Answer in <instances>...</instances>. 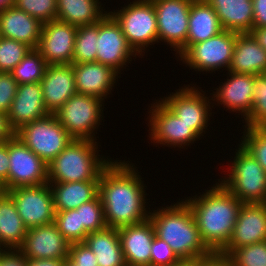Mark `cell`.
Segmentation results:
<instances>
[{"mask_svg": "<svg viewBox=\"0 0 266 266\" xmlns=\"http://www.w3.org/2000/svg\"><path fill=\"white\" fill-rule=\"evenodd\" d=\"M98 146V141L74 139L48 164V183L99 181L112 158L100 155Z\"/></svg>", "mask_w": 266, "mask_h": 266, "instance_id": "4", "label": "cell"}, {"mask_svg": "<svg viewBox=\"0 0 266 266\" xmlns=\"http://www.w3.org/2000/svg\"><path fill=\"white\" fill-rule=\"evenodd\" d=\"M8 190L48 184V164L19 138L8 140Z\"/></svg>", "mask_w": 266, "mask_h": 266, "instance_id": "12", "label": "cell"}, {"mask_svg": "<svg viewBox=\"0 0 266 266\" xmlns=\"http://www.w3.org/2000/svg\"><path fill=\"white\" fill-rule=\"evenodd\" d=\"M137 57L141 58L128 44L120 25L108 13L98 22L96 62L111 67L118 74Z\"/></svg>", "mask_w": 266, "mask_h": 266, "instance_id": "14", "label": "cell"}, {"mask_svg": "<svg viewBox=\"0 0 266 266\" xmlns=\"http://www.w3.org/2000/svg\"><path fill=\"white\" fill-rule=\"evenodd\" d=\"M227 259L230 266H266V241L237 248Z\"/></svg>", "mask_w": 266, "mask_h": 266, "instance_id": "37", "label": "cell"}, {"mask_svg": "<svg viewBox=\"0 0 266 266\" xmlns=\"http://www.w3.org/2000/svg\"><path fill=\"white\" fill-rule=\"evenodd\" d=\"M30 50L24 43L0 37V72L10 73Z\"/></svg>", "mask_w": 266, "mask_h": 266, "instance_id": "39", "label": "cell"}, {"mask_svg": "<svg viewBox=\"0 0 266 266\" xmlns=\"http://www.w3.org/2000/svg\"><path fill=\"white\" fill-rule=\"evenodd\" d=\"M193 85L184 84V87L159 99L201 137L206 134L207 127L210 125L213 101L211 96L208 97V93L201 89L202 87L197 85V88L196 84Z\"/></svg>", "mask_w": 266, "mask_h": 266, "instance_id": "11", "label": "cell"}, {"mask_svg": "<svg viewBox=\"0 0 266 266\" xmlns=\"http://www.w3.org/2000/svg\"><path fill=\"white\" fill-rule=\"evenodd\" d=\"M15 136L47 164L74 140L55 114L22 126Z\"/></svg>", "mask_w": 266, "mask_h": 266, "instance_id": "8", "label": "cell"}, {"mask_svg": "<svg viewBox=\"0 0 266 266\" xmlns=\"http://www.w3.org/2000/svg\"><path fill=\"white\" fill-rule=\"evenodd\" d=\"M150 252V266H175L182 262L170 245L157 236L153 239Z\"/></svg>", "mask_w": 266, "mask_h": 266, "instance_id": "41", "label": "cell"}, {"mask_svg": "<svg viewBox=\"0 0 266 266\" xmlns=\"http://www.w3.org/2000/svg\"><path fill=\"white\" fill-rule=\"evenodd\" d=\"M9 156L8 141L0 143V184L3 191L8 190Z\"/></svg>", "mask_w": 266, "mask_h": 266, "instance_id": "45", "label": "cell"}, {"mask_svg": "<svg viewBox=\"0 0 266 266\" xmlns=\"http://www.w3.org/2000/svg\"><path fill=\"white\" fill-rule=\"evenodd\" d=\"M117 159L113 158L99 178V196L105 220L107 226L112 228L134 225L149 219L148 206H151L147 202L150 200L147 199V186L135 164Z\"/></svg>", "mask_w": 266, "mask_h": 266, "instance_id": "1", "label": "cell"}, {"mask_svg": "<svg viewBox=\"0 0 266 266\" xmlns=\"http://www.w3.org/2000/svg\"><path fill=\"white\" fill-rule=\"evenodd\" d=\"M75 210L79 214L80 226H83L88 233L108 227L99 194L93 200L82 204Z\"/></svg>", "mask_w": 266, "mask_h": 266, "instance_id": "36", "label": "cell"}, {"mask_svg": "<svg viewBox=\"0 0 266 266\" xmlns=\"http://www.w3.org/2000/svg\"><path fill=\"white\" fill-rule=\"evenodd\" d=\"M69 247L70 243L53 222L28 229L18 249L28 259H66Z\"/></svg>", "mask_w": 266, "mask_h": 266, "instance_id": "19", "label": "cell"}, {"mask_svg": "<svg viewBox=\"0 0 266 266\" xmlns=\"http://www.w3.org/2000/svg\"><path fill=\"white\" fill-rule=\"evenodd\" d=\"M42 23L14 5L0 11V37L13 39L37 49Z\"/></svg>", "mask_w": 266, "mask_h": 266, "instance_id": "24", "label": "cell"}, {"mask_svg": "<svg viewBox=\"0 0 266 266\" xmlns=\"http://www.w3.org/2000/svg\"><path fill=\"white\" fill-rule=\"evenodd\" d=\"M250 34L257 41V43L266 50V27L252 28Z\"/></svg>", "mask_w": 266, "mask_h": 266, "instance_id": "50", "label": "cell"}, {"mask_svg": "<svg viewBox=\"0 0 266 266\" xmlns=\"http://www.w3.org/2000/svg\"><path fill=\"white\" fill-rule=\"evenodd\" d=\"M156 10L158 44L165 42L177 54L186 44L192 1L152 0ZM161 41V42H160Z\"/></svg>", "mask_w": 266, "mask_h": 266, "instance_id": "13", "label": "cell"}, {"mask_svg": "<svg viewBox=\"0 0 266 266\" xmlns=\"http://www.w3.org/2000/svg\"><path fill=\"white\" fill-rule=\"evenodd\" d=\"M175 266H193V261H182L181 263Z\"/></svg>", "mask_w": 266, "mask_h": 266, "instance_id": "53", "label": "cell"}, {"mask_svg": "<svg viewBox=\"0 0 266 266\" xmlns=\"http://www.w3.org/2000/svg\"><path fill=\"white\" fill-rule=\"evenodd\" d=\"M228 71L254 76L266 73V50L257 43L250 33H237Z\"/></svg>", "mask_w": 266, "mask_h": 266, "instance_id": "26", "label": "cell"}, {"mask_svg": "<svg viewBox=\"0 0 266 266\" xmlns=\"http://www.w3.org/2000/svg\"><path fill=\"white\" fill-rule=\"evenodd\" d=\"M3 192L2 185L0 184V194Z\"/></svg>", "mask_w": 266, "mask_h": 266, "instance_id": "54", "label": "cell"}, {"mask_svg": "<svg viewBox=\"0 0 266 266\" xmlns=\"http://www.w3.org/2000/svg\"><path fill=\"white\" fill-rule=\"evenodd\" d=\"M236 37L237 33L223 30L210 39L191 45L178 60L199 74L207 75V72L215 73L220 69L228 71Z\"/></svg>", "mask_w": 266, "mask_h": 266, "instance_id": "10", "label": "cell"}, {"mask_svg": "<svg viewBox=\"0 0 266 266\" xmlns=\"http://www.w3.org/2000/svg\"><path fill=\"white\" fill-rule=\"evenodd\" d=\"M72 66L77 93L95 96L104 102L114 91L112 89L117 85L118 78H121L111 67L96 61L72 64Z\"/></svg>", "mask_w": 266, "mask_h": 266, "instance_id": "20", "label": "cell"}, {"mask_svg": "<svg viewBox=\"0 0 266 266\" xmlns=\"http://www.w3.org/2000/svg\"><path fill=\"white\" fill-rule=\"evenodd\" d=\"M13 5L42 24L56 19L57 0H15Z\"/></svg>", "mask_w": 266, "mask_h": 266, "instance_id": "40", "label": "cell"}, {"mask_svg": "<svg viewBox=\"0 0 266 266\" xmlns=\"http://www.w3.org/2000/svg\"><path fill=\"white\" fill-rule=\"evenodd\" d=\"M40 83L45 107L50 114L77 93L72 64L48 65Z\"/></svg>", "mask_w": 266, "mask_h": 266, "instance_id": "22", "label": "cell"}, {"mask_svg": "<svg viewBox=\"0 0 266 266\" xmlns=\"http://www.w3.org/2000/svg\"><path fill=\"white\" fill-rule=\"evenodd\" d=\"M109 14L120 25L128 44L142 58L158 43L156 10L152 0H133Z\"/></svg>", "mask_w": 266, "mask_h": 266, "instance_id": "6", "label": "cell"}, {"mask_svg": "<svg viewBox=\"0 0 266 266\" xmlns=\"http://www.w3.org/2000/svg\"><path fill=\"white\" fill-rule=\"evenodd\" d=\"M218 15L223 30L250 33L253 26L252 0H205Z\"/></svg>", "mask_w": 266, "mask_h": 266, "instance_id": "27", "label": "cell"}, {"mask_svg": "<svg viewBox=\"0 0 266 266\" xmlns=\"http://www.w3.org/2000/svg\"><path fill=\"white\" fill-rule=\"evenodd\" d=\"M190 1L195 2V1H203V0H190Z\"/></svg>", "mask_w": 266, "mask_h": 266, "instance_id": "56", "label": "cell"}, {"mask_svg": "<svg viewBox=\"0 0 266 266\" xmlns=\"http://www.w3.org/2000/svg\"><path fill=\"white\" fill-rule=\"evenodd\" d=\"M215 182L202 194L183 200L193 212L204 244L212 253H220L232 236L242 202L217 180Z\"/></svg>", "mask_w": 266, "mask_h": 266, "instance_id": "2", "label": "cell"}, {"mask_svg": "<svg viewBox=\"0 0 266 266\" xmlns=\"http://www.w3.org/2000/svg\"><path fill=\"white\" fill-rule=\"evenodd\" d=\"M55 212L75 210L99 194V181L49 183Z\"/></svg>", "mask_w": 266, "mask_h": 266, "instance_id": "28", "label": "cell"}, {"mask_svg": "<svg viewBox=\"0 0 266 266\" xmlns=\"http://www.w3.org/2000/svg\"><path fill=\"white\" fill-rule=\"evenodd\" d=\"M49 114L45 107L40 82L18 85L16 96L7 113L9 124L15 132L22 126Z\"/></svg>", "mask_w": 266, "mask_h": 266, "instance_id": "21", "label": "cell"}, {"mask_svg": "<svg viewBox=\"0 0 266 266\" xmlns=\"http://www.w3.org/2000/svg\"><path fill=\"white\" fill-rule=\"evenodd\" d=\"M69 258L78 266H98L95 254L84 242L70 244Z\"/></svg>", "mask_w": 266, "mask_h": 266, "instance_id": "43", "label": "cell"}, {"mask_svg": "<svg viewBox=\"0 0 266 266\" xmlns=\"http://www.w3.org/2000/svg\"><path fill=\"white\" fill-rule=\"evenodd\" d=\"M15 136V131L9 124L7 113L0 112V143L6 142Z\"/></svg>", "mask_w": 266, "mask_h": 266, "instance_id": "48", "label": "cell"}, {"mask_svg": "<svg viewBox=\"0 0 266 266\" xmlns=\"http://www.w3.org/2000/svg\"><path fill=\"white\" fill-rule=\"evenodd\" d=\"M98 22L79 26L75 37L72 64L95 62L97 55Z\"/></svg>", "mask_w": 266, "mask_h": 266, "instance_id": "32", "label": "cell"}, {"mask_svg": "<svg viewBox=\"0 0 266 266\" xmlns=\"http://www.w3.org/2000/svg\"><path fill=\"white\" fill-rule=\"evenodd\" d=\"M264 241H266V205L242 203L232 236L220 254L227 257L237 248Z\"/></svg>", "mask_w": 266, "mask_h": 266, "instance_id": "18", "label": "cell"}, {"mask_svg": "<svg viewBox=\"0 0 266 266\" xmlns=\"http://www.w3.org/2000/svg\"><path fill=\"white\" fill-rule=\"evenodd\" d=\"M48 64L37 49H31L10 72L18 85L41 82Z\"/></svg>", "mask_w": 266, "mask_h": 266, "instance_id": "33", "label": "cell"}, {"mask_svg": "<svg viewBox=\"0 0 266 266\" xmlns=\"http://www.w3.org/2000/svg\"><path fill=\"white\" fill-rule=\"evenodd\" d=\"M235 156L218 179L242 203H264L266 199V172L253 155L238 143ZM229 173V174H228Z\"/></svg>", "mask_w": 266, "mask_h": 266, "instance_id": "5", "label": "cell"}, {"mask_svg": "<svg viewBox=\"0 0 266 266\" xmlns=\"http://www.w3.org/2000/svg\"><path fill=\"white\" fill-rule=\"evenodd\" d=\"M77 28L58 19L42 25L37 50L48 65L72 64Z\"/></svg>", "mask_w": 266, "mask_h": 266, "instance_id": "16", "label": "cell"}, {"mask_svg": "<svg viewBox=\"0 0 266 266\" xmlns=\"http://www.w3.org/2000/svg\"><path fill=\"white\" fill-rule=\"evenodd\" d=\"M150 210L155 236L167 242L182 261H193L208 257L212 252L201 239L197 223L184 200Z\"/></svg>", "mask_w": 266, "mask_h": 266, "instance_id": "3", "label": "cell"}, {"mask_svg": "<svg viewBox=\"0 0 266 266\" xmlns=\"http://www.w3.org/2000/svg\"><path fill=\"white\" fill-rule=\"evenodd\" d=\"M0 266H28V258L18 249H0Z\"/></svg>", "mask_w": 266, "mask_h": 266, "instance_id": "44", "label": "cell"}, {"mask_svg": "<svg viewBox=\"0 0 266 266\" xmlns=\"http://www.w3.org/2000/svg\"><path fill=\"white\" fill-rule=\"evenodd\" d=\"M253 26L252 28L266 27V0H252Z\"/></svg>", "mask_w": 266, "mask_h": 266, "instance_id": "46", "label": "cell"}, {"mask_svg": "<svg viewBox=\"0 0 266 266\" xmlns=\"http://www.w3.org/2000/svg\"><path fill=\"white\" fill-rule=\"evenodd\" d=\"M227 74L224 83L220 82L219 86L214 88L216 91L210 93L212 101H214L212 102L213 108L215 105L219 107L223 105L224 110L227 108L226 112L227 110L230 113L236 112L235 115L238 113L237 117L241 115V118L245 119L252 110L255 76L230 71Z\"/></svg>", "mask_w": 266, "mask_h": 266, "instance_id": "17", "label": "cell"}, {"mask_svg": "<svg viewBox=\"0 0 266 266\" xmlns=\"http://www.w3.org/2000/svg\"><path fill=\"white\" fill-rule=\"evenodd\" d=\"M27 230L13 199L3 191L0 194V249L19 248Z\"/></svg>", "mask_w": 266, "mask_h": 266, "instance_id": "30", "label": "cell"}, {"mask_svg": "<svg viewBox=\"0 0 266 266\" xmlns=\"http://www.w3.org/2000/svg\"><path fill=\"white\" fill-rule=\"evenodd\" d=\"M239 143L250 152L266 172V127H243Z\"/></svg>", "mask_w": 266, "mask_h": 266, "instance_id": "38", "label": "cell"}, {"mask_svg": "<svg viewBox=\"0 0 266 266\" xmlns=\"http://www.w3.org/2000/svg\"><path fill=\"white\" fill-rule=\"evenodd\" d=\"M54 223L70 244L83 243L89 234L83 226H80L79 214L76 210L55 212Z\"/></svg>", "mask_w": 266, "mask_h": 266, "instance_id": "35", "label": "cell"}, {"mask_svg": "<svg viewBox=\"0 0 266 266\" xmlns=\"http://www.w3.org/2000/svg\"><path fill=\"white\" fill-rule=\"evenodd\" d=\"M63 266H78L69 257L65 259Z\"/></svg>", "mask_w": 266, "mask_h": 266, "instance_id": "52", "label": "cell"}, {"mask_svg": "<svg viewBox=\"0 0 266 266\" xmlns=\"http://www.w3.org/2000/svg\"><path fill=\"white\" fill-rule=\"evenodd\" d=\"M65 259H28V266H63Z\"/></svg>", "mask_w": 266, "mask_h": 266, "instance_id": "49", "label": "cell"}, {"mask_svg": "<svg viewBox=\"0 0 266 266\" xmlns=\"http://www.w3.org/2000/svg\"><path fill=\"white\" fill-rule=\"evenodd\" d=\"M221 31L223 28L213 8L205 0L192 2L186 44L175 56L178 59L191 45L210 39Z\"/></svg>", "mask_w": 266, "mask_h": 266, "instance_id": "25", "label": "cell"}, {"mask_svg": "<svg viewBox=\"0 0 266 266\" xmlns=\"http://www.w3.org/2000/svg\"><path fill=\"white\" fill-rule=\"evenodd\" d=\"M17 87L18 83L11 73L0 72V112H9Z\"/></svg>", "mask_w": 266, "mask_h": 266, "instance_id": "42", "label": "cell"}, {"mask_svg": "<svg viewBox=\"0 0 266 266\" xmlns=\"http://www.w3.org/2000/svg\"><path fill=\"white\" fill-rule=\"evenodd\" d=\"M193 266H230L226 256L212 253L210 256L193 260Z\"/></svg>", "mask_w": 266, "mask_h": 266, "instance_id": "47", "label": "cell"}, {"mask_svg": "<svg viewBox=\"0 0 266 266\" xmlns=\"http://www.w3.org/2000/svg\"><path fill=\"white\" fill-rule=\"evenodd\" d=\"M104 7L100 0H57L56 19L77 27L93 24L109 13Z\"/></svg>", "mask_w": 266, "mask_h": 266, "instance_id": "31", "label": "cell"}, {"mask_svg": "<svg viewBox=\"0 0 266 266\" xmlns=\"http://www.w3.org/2000/svg\"><path fill=\"white\" fill-rule=\"evenodd\" d=\"M155 101L151 103V107L148 106L149 111L146 113L148 114L146 120L149 121L148 137L153 147L159 144L171 149L178 147L185 150L187 146L190 147V144L193 145L202 139L191 126L177 117L160 99H155Z\"/></svg>", "mask_w": 266, "mask_h": 266, "instance_id": "9", "label": "cell"}, {"mask_svg": "<svg viewBox=\"0 0 266 266\" xmlns=\"http://www.w3.org/2000/svg\"><path fill=\"white\" fill-rule=\"evenodd\" d=\"M104 105L98 97L76 93L54 114L73 139L97 141Z\"/></svg>", "mask_w": 266, "mask_h": 266, "instance_id": "7", "label": "cell"}, {"mask_svg": "<svg viewBox=\"0 0 266 266\" xmlns=\"http://www.w3.org/2000/svg\"><path fill=\"white\" fill-rule=\"evenodd\" d=\"M242 121L243 127H266V73L255 76L252 110Z\"/></svg>", "mask_w": 266, "mask_h": 266, "instance_id": "34", "label": "cell"}, {"mask_svg": "<svg viewBox=\"0 0 266 266\" xmlns=\"http://www.w3.org/2000/svg\"><path fill=\"white\" fill-rule=\"evenodd\" d=\"M121 247L127 264L150 266L151 245L155 230L150 219L118 228Z\"/></svg>", "mask_w": 266, "mask_h": 266, "instance_id": "23", "label": "cell"}, {"mask_svg": "<svg viewBox=\"0 0 266 266\" xmlns=\"http://www.w3.org/2000/svg\"><path fill=\"white\" fill-rule=\"evenodd\" d=\"M84 244L95 254L98 266H123L124 259L118 228L90 232Z\"/></svg>", "mask_w": 266, "mask_h": 266, "instance_id": "29", "label": "cell"}, {"mask_svg": "<svg viewBox=\"0 0 266 266\" xmlns=\"http://www.w3.org/2000/svg\"><path fill=\"white\" fill-rule=\"evenodd\" d=\"M123 266H136V265H131V264L125 263Z\"/></svg>", "mask_w": 266, "mask_h": 266, "instance_id": "55", "label": "cell"}, {"mask_svg": "<svg viewBox=\"0 0 266 266\" xmlns=\"http://www.w3.org/2000/svg\"><path fill=\"white\" fill-rule=\"evenodd\" d=\"M15 0H0V11L5 10L14 4Z\"/></svg>", "mask_w": 266, "mask_h": 266, "instance_id": "51", "label": "cell"}, {"mask_svg": "<svg viewBox=\"0 0 266 266\" xmlns=\"http://www.w3.org/2000/svg\"><path fill=\"white\" fill-rule=\"evenodd\" d=\"M6 192L13 199L27 229L54 222L55 209L49 183L12 188Z\"/></svg>", "mask_w": 266, "mask_h": 266, "instance_id": "15", "label": "cell"}]
</instances>
